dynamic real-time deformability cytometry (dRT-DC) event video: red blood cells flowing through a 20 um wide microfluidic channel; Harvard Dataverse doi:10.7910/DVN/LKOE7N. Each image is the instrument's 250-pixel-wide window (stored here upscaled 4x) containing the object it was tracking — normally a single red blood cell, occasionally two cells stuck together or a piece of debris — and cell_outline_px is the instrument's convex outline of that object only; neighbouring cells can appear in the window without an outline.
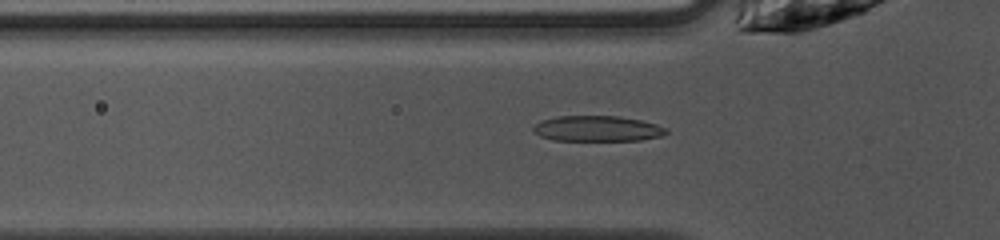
{"species": "common noctule bat (a hibernating species)", "species_latin": "Nyctalus noctula", "temperature_condition": "warm", "stored_images_in_passage": 48, "camera_frame_rate_fps": 3000, "um_per_image_px": 0.085, "animal": {"sex": "female", "body_mass_g": 10.0, "forearm_length_mm": 53.1}, "frame": {"image": 1, "passage_image": 14, "time_ms": 4.333, "image_size_px": [1000, 240], "cell_outline_px": [[668, 132], [660, 136], [640, 140], [552, 140], [540, 136], [532, 128], [540, 120], [556, 116], [616, 116], [640, 120], [656, 124], [668, 128]], "centroid_in_image_um": [50.76, 10.92], "position_along_channel_um": 75.0, "area_um2": 19.71}}
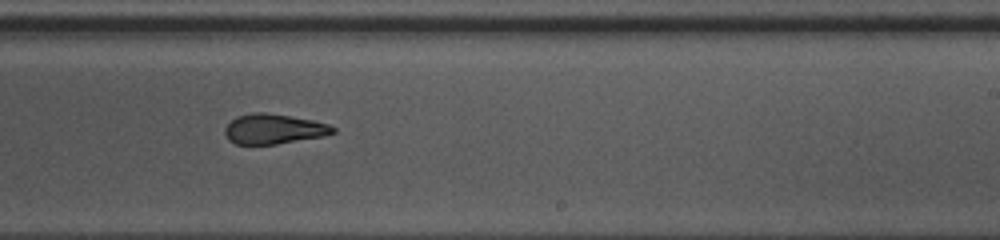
{"frame": {"image": 2, "passage_image": 28, "time_ms": 9.0, "image_size_px": [1000, 240], "cell_outline_px": [[336, 132], [324, 136], [276, 144], [236, 144], [228, 140], [224, 132], [224, 128], [236, 116], [252, 112], [264, 112], [312, 120], [328, 124], [336, 128]], "centroid_in_image_um": [23.25, 10.96], "position_along_channel_um": 265.8, "area_um2": 18.84}}
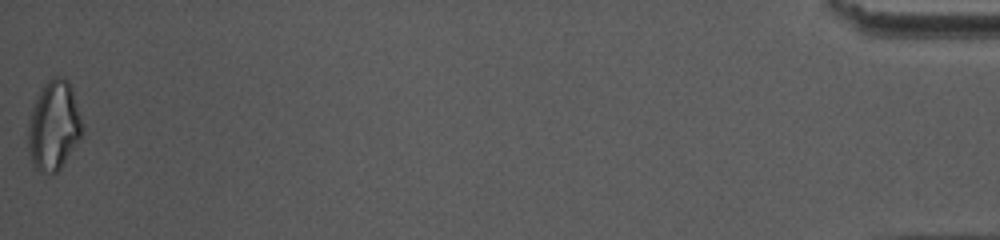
{"frame": {"image": 3, "passage_image": 48, "time_ms": 15.667, "image_size_px": [1000, 240], "cell_outline_px": [[84, 128], [80, 136], [60, 168], [56, 172], [40, 172], [32, 164], [28, 152], [28, 120], [32, 108], [40, 88], [52, 76], [64, 76], [68, 80], [72, 88], [84, 124]], "centroid_in_image_um": [4.56, 10.63], "position_along_channel_um": 430.6, "area_um2": 28.32}, "authors_computed_cell_mechanics": {"area_um2": 19.9121, "velocity_mm_per_s": 4.0551, "shape_relaxation_time_tau1_ms": 7.7416, "shape_relaxation_time_tau2_ms": 2.8492, "deformation_change_tau1": 0.2498, "deformation_change_tau2": 0.0897}}